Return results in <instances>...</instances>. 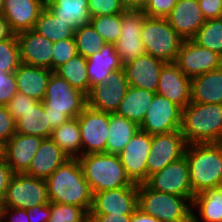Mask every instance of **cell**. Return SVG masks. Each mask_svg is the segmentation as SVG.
<instances>
[{
    "label": "cell",
    "mask_w": 222,
    "mask_h": 222,
    "mask_svg": "<svg viewBox=\"0 0 222 222\" xmlns=\"http://www.w3.org/2000/svg\"><path fill=\"white\" fill-rule=\"evenodd\" d=\"M45 181L49 202L75 205L89 213L93 193L78 159H67Z\"/></svg>",
    "instance_id": "cell-1"
},
{
    "label": "cell",
    "mask_w": 222,
    "mask_h": 222,
    "mask_svg": "<svg viewBox=\"0 0 222 222\" xmlns=\"http://www.w3.org/2000/svg\"><path fill=\"white\" fill-rule=\"evenodd\" d=\"M184 155L194 194L222 186V142L189 144Z\"/></svg>",
    "instance_id": "cell-2"
},
{
    "label": "cell",
    "mask_w": 222,
    "mask_h": 222,
    "mask_svg": "<svg viewBox=\"0 0 222 222\" xmlns=\"http://www.w3.org/2000/svg\"><path fill=\"white\" fill-rule=\"evenodd\" d=\"M180 132L187 145L222 142V104L190 102L182 109Z\"/></svg>",
    "instance_id": "cell-3"
},
{
    "label": "cell",
    "mask_w": 222,
    "mask_h": 222,
    "mask_svg": "<svg viewBox=\"0 0 222 222\" xmlns=\"http://www.w3.org/2000/svg\"><path fill=\"white\" fill-rule=\"evenodd\" d=\"M52 129L71 118H77L87 106L86 94L73 88L64 78L52 72L43 99Z\"/></svg>",
    "instance_id": "cell-4"
},
{
    "label": "cell",
    "mask_w": 222,
    "mask_h": 222,
    "mask_svg": "<svg viewBox=\"0 0 222 222\" xmlns=\"http://www.w3.org/2000/svg\"><path fill=\"white\" fill-rule=\"evenodd\" d=\"M92 193L126 186H138L127 177L118 155L95 153L78 158Z\"/></svg>",
    "instance_id": "cell-5"
},
{
    "label": "cell",
    "mask_w": 222,
    "mask_h": 222,
    "mask_svg": "<svg viewBox=\"0 0 222 222\" xmlns=\"http://www.w3.org/2000/svg\"><path fill=\"white\" fill-rule=\"evenodd\" d=\"M193 199L155 191L145 183L137 189L138 208L160 222H192Z\"/></svg>",
    "instance_id": "cell-6"
},
{
    "label": "cell",
    "mask_w": 222,
    "mask_h": 222,
    "mask_svg": "<svg viewBox=\"0 0 222 222\" xmlns=\"http://www.w3.org/2000/svg\"><path fill=\"white\" fill-rule=\"evenodd\" d=\"M144 50L164 63H174L184 41L170 26L166 18L148 17L141 32Z\"/></svg>",
    "instance_id": "cell-7"
},
{
    "label": "cell",
    "mask_w": 222,
    "mask_h": 222,
    "mask_svg": "<svg viewBox=\"0 0 222 222\" xmlns=\"http://www.w3.org/2000/svg\"><path fill=\"white\" fill-rule=\"evenodd\" d=\"M49 203L45 179L27 174H14L7 188L2 207L28 210Z\"/></svg>",
    "instance_id": "cell-8"
},
{
    "label": "cell",
    "mask_w": 222,
    "mask_h": 222,
    "mask_svg": "<svg viewBox=\"0 0 222 222\" xmlns=\"http://www.w3.org/2000/svg\"><path fill=\"white\" fill-rule=\"evenodd\" d=\"M182 108L168 98L155 94L139 129L151 136L180 130Z\"/></svg>",
    "instance_id": "cell-9"
},
{
    "label": "cell",
    "mask_w": 222,
    "mask_h": 222,
    "mask_svg": "<svg viewBox=\"0 0 222 222\" xmlns=\"http://www.w3.org/2000/svg\"><path fill=\"white\" fill-rule=\"evenodd\" d=\"M145 184L155 191L194 198L185 155L148 177Z\"/></svg>",
    "instance_id": "cell-10"
},
{
    "label": "cell",
    "mask_w": 222,
    "mask_h": 222,
    "mask_svg": "<svg viewBox=\"0 0 222 222\" xmlns=\"http://www.w3.org/2000/svg\"><path fill=\"white\" fill-rule=\"evenodd\" d=\"M81 133L82 155L105 153L108 139L109 112L86 106L77 117Z\"/></svg>",
    "instance_id": "cell-11"
},
{
    "label": "cell",
    "mask_w": 222,
    "mask_h": 222,
    "mask_svg": "<svg viewBox=\"0 0 222 222\" xmlns=\"http://www.w3.org/2000/svg\"><path fill=\"white\" fill-rule=\"evenodd\" d=\"M190 79L222 67V56L206 49L192 39L181 43L174 62Z\"/></svg>",
    "instance_id": "cell-12"
},
{
    "label": "cell",
    "mask_w": 222,
    "mask_h": 222,
    "mask_svg": "<svg viewBox=\"0 0 222 222\" xmlns=\"http://www.w3.org/2000/svg\"><path fill=\"white\" fill-rule=\"evenodd\" d=\"M129 86L124 68L113 71L105 83L90 88L86 95L87 106L98 111L115 113Z\"/></svg>",
    "instance_id": "cell-13"
},
{
    "label": "cell",
    "mask_w": 222,
    "mask_h": 222,
    "mask_svg": "<svg viewBox=\"0 0 222 222\" xmlns=\"http://www.w3.org/2000/svg\"><path fill=\"white\" fill-rule=\"evenodd\" d=\"M152 136L138 130L118 154L127 177L135 184L147 181V158L150 154Z\"/></svg>",
    "instance_id": "cell-14"
},
{
    "label": "cell",
    "mask_w": 222,
    "mask_h": 222,
    "mask_svg": "<svg viewBox=\"0 0 222 222\" xmlns=\"http://www.w3.org/2000/svg\"><path fill=\"white\" fill-rule=\"evenodd\" d=\"M186 146L187 143L180 130L153 135L147 158V180L149 176L161 171L166 165L183 157Z\"/></svg>",
    "instance_id": "cell-15"
},
{
    "label": "cell",
    "mask_w": 222,
    "mask_h": 222,
    "mask_svg": "<svg viewBox=\"0 0 222 222\" xmlns=\"http://www.w3.org/2000/svg\"><path fill=\"white\" fill-rule=\"evenodd\" d=\"M144 20L143 11L122 13L121 34L115 43V50L123 65L146 53L141 40Z\"/></svg>",
    "instance_id": "cell-16"
},
{
    "label": "cell",
    "mask_w": 222,
    "mask_h": 222,
    "mask_svg": "<svg viewBox=\"0 0 222 222\" xmlns=\"http://www.w3.org/2000/svg\"><path fill=\"white\" fill-rule=\"evenodd\" d=\"M138 186H126L93 193L89 214L132 215L138 208Z\"/></svg>",
    "instance_id": "cell-17"
},
{
    "label": "cell",
    "mask_w": 222,
    "mask_h": 222,
    "mask_svg": "<svg viewBox=\"0 0 222 222\" xmlns=\"http://www.w3.org/2000/svg\"><path fill=\"white\" fill-rule=\"evenodd\" d=\"M190 91L191 79L175 63H165L161 68L156 93L183 109L191 102Z\"/></svg>",
    "instance_id": "cell-18"
},
{
    "label": "cell",
    "mask_w": 222,
    "mask_h": 222,
    "mask_svg": "<svg viewBox=\"0 0 222 222\" xmlns=\"http://www.w3.org/2000/svg\"><path fill=\"white\" fill-rule=\"evenodd\" d=\"M16 37L21 63L52 70L53 42L33 30L19 32Z\"/></svg>",
    "instance_id": "cell-19"
},
{
    "label": "cell",
    "mask_w": 222,
    "mask_h": 222,
    "mask_svg": "<svg viewBox=\"0 0 222 222\" xmlns=\"http://www.w3.org/2000/svg\"><path fill=\"white\" fill-rule=\"evenodd\" d=\"M164 64L145 53L124 64L123 68L130 86L156 92Z\"/></svg>",
    "instance_id": "cell-20"
},
{
    "label": "cell",
    "mask_w": 222,
    "mask_h": 222,
    "mask_svg": "<svg viewBox=\"0 0 222 222\" xmlns=\"http://www.w3.org/2000/svg\"><path fill=\"white\" fill-rule=\"evenodd\" d=\"M46 0H4L2 15L14 34L32 30Z\"/></svg>",
    "instance_id": "cell-21"
},
{
    "label": "cell",
    "mask_w": 222,
    "mask_h": 222,
    "mask_svg": "<svg viewBox=\"0 0 222 222\" xmlns=\"http://www.w3.org/2000/svg\"><path fill=\"white\" fill-rule=\"evenodd\" d=\"M166 19L183 40L192 39L206 22L197 0H178Z\"/></svg>",
    "instance_id": "cell-22"
},
{
    "label": "cell",
    "mask_w": 222,
    "mask_h": 222,
    "mask_svg": "<svg viewBox=\"0 0 222 222\" xmlns=\"http://www.w3.org/2000/svg\"><path fill=\"white\" fill-rule=\"evenodd\" d=\"M43 138L15 133L5 145V160L14 174L28 171Z\"/></svg>",
    "instance_id": "cell-23"
},
{
    "label": "cell",
    "mask_w": 222,
    "mask_h": 222,
    "mask_svg": "<svg viewBox=\"0 0 222 222\" xmlns=\"http://www.w3.org/2000/svg\"><path fill=\"white\" fill-rule=\"evenodd\" d=\"M122 68L115 44L106 43L99 52L87 58L89 91L92 86L105 83L113 71Z\"/></svg>",
    "instance_id": "cell-24"
},
{
    "label": "cell",
    "mask_w": 222,
    "mask_h": 222,
    "mask_svg": "<svg viewBox=\"0 0 222 222\" xmlns=\"http://www.w3.org/2000/svg\"><path fill=\"white\" fill-rule=\"evenodd\" d=\"M67 159L69 158L51 138L43 139L25 174L46 179Z\"/></svg>",
    "instance_id": "cell-25"
},
{
    "label": "cell",
    "mask_w": 222,
    "mask_h": 222,
    "mask_svg": "<svg viewBox=\"0 0 222 222\" xmlns=\"http://www.w3.org/2000/svg\"><path fill=\"white\" fill-rule=\"evenodd\" d=\"M52 72L47 68L21 63L14 72L18 92L37 101H43Z\"/></svg>",
    "instance_id": "cell-26"
},
{
    "label": "cell",
    "mask_w": 222,
    "mask_h": 222,
    "mask_svg": "<svg viewBox=\"0 0 222 222\" xmlns=\"http://www.w3.org/2000/svg\"><path fill=\"white\" fill-rule=\"evenodd\" d=\"M191 102L222 104V67L191 79Z\"/></svg>",
    "instance_id": "cell-27"
},
{
    "label": "cell",
    "mask_w": 222,
    "mask_h": 222,
    "mask_svg": "<svg viewBox=\"0 0 222 222\" xmlns=\"http://www.w3.org/2000/svg\"><path fill=\"white\" fill-rule=\"evenodd\" d=\"M45 7L74 31L81 25L90 24L88 0H46Z\"/></svg>",
    "instance_id": "cell-28"
},
{
    "label": "cell",
    "mask_w": 222,
    "mask_h": 222,
    "mask_svg": "<svg viewBox=\"0 0 222 222\" xmlns=\"http://www.w3.org/2000/svg\"><path fill=\"white\" fill-rule=\"evenodd\" d=\"M192 208V222H222V186L195 194Z\"/></svg>",
    "instance_id": "cell-29"
},
{
    "label": "cell",
    "mask_w": 222,
    "mask_h": 222,
    "mask_svg": "<svg viewBox=\"0 0 222 222\" xmlns=\"http://www.w3.org/2000/svg\"><path fill=\"white\" fill-rule=\"evenodd\" d=\"M155 94L156 92L129 86L115 113L140 126Z\"/></svg>",
    "instance_id": "cell-30"
},
{
    "label": "cell",
    "mask_w": 222,
    "mask_h": 222,
    "mask_svg": "<svg viewBox=\"0 0 222 222\" xmlns=\"http://www.w3.org/2000/svg\"><path fill=\"white\" fill-rule=\"evenodd\" d=\"M48 121L49 118L44 110V103L38 101L27 112L22 113V117L16 120L15 132L48 139L53 131Z\"/></svg>",
    "instance_id": "cell-31"
},
{
    "label": "cell",
    "mask_w": 222,
    "mask_h": 222,
    "mask_svg": "<svg viewBox=\"0 0 222 222\" xmlns=\"http://www.w3.org/2000/svg\"><path fill=\"white\" fill-rule=\"evenodd\" d=\"M108 139L105 153L118 155L139 130V126L116 113H109Z\"/></svg>",
    "instance_id": "cell-32"
},
{
    "label": "cell",
    "mask_w": 222,
    "mask_h": 222,
    "mask_svg": "<svg viewBox=\"0 0 222 222\" xmlns=\"http://www.w3.org/2000/svg\"><path fill=\"white\" fill-rule=\"evenodd\" d=\"M69 159L82 156L81 133L77 118H71L53 129L50 137Z\"/></svg>",
    "instance_id": "cell-33"
},
{
    "label": "cell",
    "mask_w": 222,
    "mask_h": 222,
    "mask_svg": "<svg viewBox=\"0 0 222 222\" xmlns=\"http://www.w3.org/2000/svg\"><path fill=\"white\" fill-rule=\"evenodd\" d=\"M32 30L53 43L74 37V30L55 18L46 7L41 11Z\"/></svg>",
    "instance_id": "cell-34"
},
{
    "label": "cell",
    "mask_w": 222,
    "mask_h": 222,
    "mask_svg": "<svg viewBox=\"0 0 222 222\" xmlns=\"http://www.w3.org/2000/svg\"><path fill=\"white\" fill-rule=\"evenodd\" d=\"M54 73L64 78L73 88L79 89L86 95L89 93L87 59L82 55L77 54L58 67Z\"/></svg>",
    "instance_id": "cell-35"
},
{
    "label": "cell",
    "mask_w": 222,
    "mask_h": 222,
    "mask_svg": "<svg viewBox=\"0 0 222 222\" xmlns=\"http://www.w3.org/2000/svg\"><path fill=\"white\" fill-rule=\"evenodd\" d=\"M74 40L77 46V53L86 59L99 52L106 44L105 40L91 24L79 26L74 31Z\"/></svg>",
    "instance_id": "cell-36"
},
{
    "label": "cell",
    "mask_w": 222,
    "mask_h": 222,
    "mask_svg": "<svg viewBox=\"0 0 222 222\" xmlns=\"http://www.w3.org/2000/svg\"><path fill=\"white\" fill-rule=\"evenodd\" d=\"M192 40L222 56V18L206 20Z\"/></svg>",
    "instance_id": "cell-37"
},
{
    "label": "cell",
    "mask_w": 222,
    "mask_h": 222,
    "mask_svg": "<svg viewBox=\"0 0 222 222\" xmlns=\"http://www.w3.org/2000/svg\"><path fill=\"white\" fill-rule=\"evenodd\" d=\"M122 13L91 17L90 24L106 43L115 44L121 34Z\"/></svg>",
    "instance_id": "cell-38"
},
{
    "label": "cell",
    "mask_w": 222,
    "mask_h": 222,
    "mask_svg": "<svg viewBox=\"0 0 222 222\" xmlns=\"http://www.w3.org/2000/svg\"><path fill=\"white\" fill-rule=\"evenodd\" d=\"M20 54L16 34L0 42V72L14 73L19 65Z\"/></svg>",
    "instance_id": "cell-39"
},
{
    "label": "cell",
    "mask_w": 222,
    "mask_h": 222,
    "mask_svg": "<svg viewBox=\"0 0 222 222\" xmlns=\"http://www.w3.org/2000/svg\"><path fill=\"white\" fill-rule=\"evenodd\" d=\"M48 222H89V213L75 205L50 202Z\"/></svg>",
    "instance_id": "cell-40"
},
{
    "label": "cell",
    "mask_w": 222,
    "mask_h": 222,
    "mask_svg": "<svg viewBox=\"0 0 222 222\" xmlns=\"http://www.w3.org/2000/svg\"><path fill=\"white\" fill-rule=\"evenodd\" d=\"M77 54L74 37L53 43L52 71L54 72L58 67L65 64Z\"/></svg>",
    "instance_id": "cell-41"
},
{
    "label": "cell",
    "mask_w": 222,
    "mask_h": 222,
    "mask_svg": "<svg viewBox=\"0 0 222 222\" xmlns=\"http://www.w3.org/2000/svg\"><path fill=\"white\" fill-rule=\"evenodd\" d=\"M88 11L91 17L121 14L125 10L119 0H88Z\"/></svg>",
    "instance_id": "cell-42"
},
{
    "label": "cell",
    "mask_w": 222,
    "mask_h": 222,
    "mask_svg": "<svg viewBox=\"0 0 222 222\" xmlns=\"http://www.w3.org/2000/svg\"><path fill=\"white\" fill-rule=\"evenodd\" d=\"M178 0H147L142 10L148 17L166 18Z\"/></svg>",
    "instance_id": "cell-43"
},
{
    "label": "cell",
    "mask_w": 222,
    "mask_h": 222,
    "mask_svg": "<svg viewBox=\"0 0 222 222\" xmlns=\"http://www.w3.org/2000/svg\"><path fill=\"white\" fill-rule=\"evenodd\" d=\"M36 102L38 101L34 98L17 92L7 104V108L16 121L22 117V113L27 112Z\"/></svg>",
    "instance_id": "cell-44"
},
{
    "label": "cell",
    "mask_w": 222,
    "mask_h": 222,
    "mask_svg": "<svg viewBox=\"0 0 222 222\" xmlns=\"http://www.w3.org/2000/svg\"><path fill=\"white\" fill-rule=\"evenodd\" d=\"M17 92L14 73L0 72V106H7Z\"/></svg>",
    "instance_id": "cell-45"
},
{
    "label": "cell",
    "mask_w": 222,
    "mask_h": 222,
    "mask_svg": "<svg viewBox=\"0 0 222 222\" xmlns=\"http://www.w3.org/2000/svg\"><path fill=\"white\" fill-rule=\"evenodd\" d=\"M15 119L7 106H0V141L7 143L15 132Z\"/></svg>",
    "instance_id": "cell-46"
},
{
    "label": "cell",
    "mask_w": 222,
    "mask_h": 222,
    "mask_svg": "<svg viewBox=\"0 0 222 222\" xmlns=\"http://www.w3.org/2000/svg\"><path fill=\"white\" fill-rule=\"evenodd\" d=\"M206 20L222 18V0H197Z\"/></svg>",
    "instance_id": "cell-47"
},
{
    "label": "cell",
    "mask_w": 222,
    "mask_h": 222,
    "mask_svg": "<svg viewBox=\"0 0 222 222\" xmlns=\"http://www.w3.org/2000/svg\"><path fill=\"white\" fill-rule=\"evenodd\" d=\"M1 222H29L27 210L1 207Z\"/></svg>",
    "instance_id": "cell-48"
},
{
    "label": "cell",
    "mask_w": 222,
    "mask_h": 222,
    "mask_svg": "<svg viewBox=\"0 0 222 222\" xmlns=\"http://www.w3.org/2000/svg\"><path fill=\"white\" fill-rule=\"evenodd\" d=\"M13 175L14 173L6 160H0V204H2L5 199L7 188Z\"/></svg>",
    "instance_id": "cell-49"
},
{
    "label": "cell",
    "mask_w": 222,
    "mask_h": 222,
    "mask_svg": "<svg viewBox=\"0 0 222 222\" xmlns=\"http://www.w3.org/2000/svg\"><path fill=\"white\" fill-rule=\"evenodd\" d=\"M29 222H48L51 215L50 202L27 210Z\"/></svg>",
    "instance_id": "cell-50"
},
{
    "label": "cell",
    "mask_w": 222,
    "mask_h": 222,
    "mask_svg": "<svg viewBox=\"0 0 222 222\" xmlns=\"http://www.w3.org/2000/svg\"><path fill=\"white\" fill-rule=\"evenodd\" d=\"M131 215L89 214V222H130Z\"/></svg>",
    "instance_id": "cell-51"
},
{
    "label": "cell",
    "mask_w": 222,
    "mask_h": 222,
    "mask_svg": "<svg viewBox=\"0 0 222 222\" xmlns=\"http://www.w3.org/2000/svg\"><path fill=\"white\" fill-rule=\"evenodd\" d=\"M125 11H142L147 0H119Z\"/></svg>",
    "instance_id": "cell-52"
},
{
    "label": "cell",
    "mask_w": 222,
    "mask_h": 222,
    "mask_svg": "<svg viewBox=\"0 0 222 222\" xmlns=\"http://www.w3.org/2000/svg\"><path fill=\"white\" fill-rule=\"evenodd\" d=\"M130 222H160L155 217L148 215L141 211L139 208L131 215Z\"/></svg>",
    "instance_id": "cell-53"
},
{
    "label": "cell",
    "mask_w": 222,
    "mask_h": 222,
    "mask_svg": "<svg viewBox=\"0 0 222 222\" xmlns=\"http://www.w3.org/2000/svg\"><path fill=\"white\" fill-rule=\"evenodd\" d=\"M14 33L11 31L7 20L0 15V42L10 38Z\"/></svg>",
    "instance_id": "cell-54"
},
{
    "label": "cell",
    "mask_w": 222,
    "mask_h": 222,
    "mask_svg": "<svg viewBox=\"0 0 222 222\" xmlns=\"http://www.w3.org/2000/svg\"><path fill=\"white\" fill-rule=\"evenodd\" d=\"M5 143L0 141V160L5 159Z\"/></svg>",
    "instance_id": "cell-55"
},
{
    "label": "cell",
    "mask_w": 222,
    "mask_h": 222,
    "mask_svg": "<svg viewBox=\"0 0 222 222\" xmlns=\"http://www.w3.org/2000/svg\"><path fill=\"white\" fill-rule=\"evenodd\" d=\"M3 7H4V0H0V15L2 14Z\"/></svg>",
    "instance_id": "cell-56"
},
{
    "label": "cell",
    "mask_w": 222,
    "mask_h": 222,
    "mask_svg": "<svg viewBox=\"0 0 222 222\" xmlns=\"http://www.w3.org/2000/svg\"><path fill=\"white\" fill-rule=\"evenodd\" d=\"M1 207H2V204H0V222H1Z\"/></svg>",
    "instance_id": "cell-57"
}]
</instances>
